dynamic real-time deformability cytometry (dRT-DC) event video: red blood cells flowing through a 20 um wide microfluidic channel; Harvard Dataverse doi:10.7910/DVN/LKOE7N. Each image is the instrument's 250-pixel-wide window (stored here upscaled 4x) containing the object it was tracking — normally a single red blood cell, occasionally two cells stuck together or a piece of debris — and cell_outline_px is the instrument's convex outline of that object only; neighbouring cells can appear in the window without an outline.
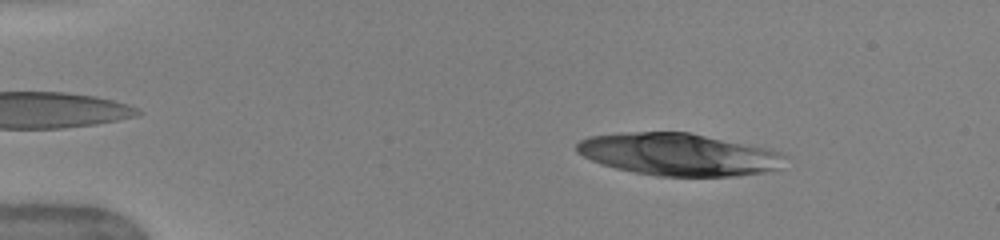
{"species": "human", "species_latin": "Homo sapiens", "temperature_condition": "warm", "stored_images_in_passage": 49, "camera_frame_rate_fps": 3000, "um_per_image_px": 0.085, "donor": {"sex": "female"}, "frame": {"image": 1, "passage_image": 7, "time_ms": 2.0, "image_size_px": [1000, 240], "cell_outline_px": [[788, 156], [780, 168], [764, 172], [736, 176], [656, 176], [616, 168], [600, 164], [576, 152], [576, 144], [580, 140], [588, 136], [620, 132], [688, 132], [768, 148], [780, 152]], "centroid_in_image_um": [57.68, 13.12], "position_along_channel_um": 27.3, "area_um2": 51.5}}